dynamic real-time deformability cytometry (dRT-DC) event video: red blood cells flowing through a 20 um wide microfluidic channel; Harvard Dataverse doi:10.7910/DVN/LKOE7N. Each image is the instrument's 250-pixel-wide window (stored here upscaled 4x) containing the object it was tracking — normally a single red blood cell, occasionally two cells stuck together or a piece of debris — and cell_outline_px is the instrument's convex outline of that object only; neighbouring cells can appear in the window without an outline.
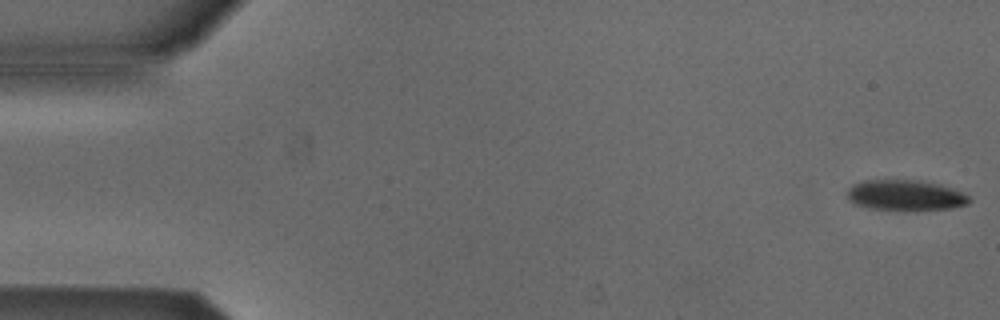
{"species": "Egyptian fruit bat (a non-hibernating species)", "species_latin": "Rousettus aegyptiacus", "temperature_condition": "cold", "stored_images_in_passage": 53, "camera_frame_rate_fps": 3000, "um_per_image_px": 0.085, "animal": {"sex": "male"}, "frame": {"image": 1, "passage_image": 1, "time_ms": 0.0, "image_size_px": [1000, 320], "cell_outline_px": [[972, 200], [968, 204], [948, 208], [868, 208], [856, 204], [848, 200], [848, 188], [852, 184], [864, 180], [916, 180], [940, 184], [952, 188], [968, 196]], "centroid_in_image_um": [76.92, 16.55], "position_along_channel_um": 8.1, "area_um2": 20.98}}
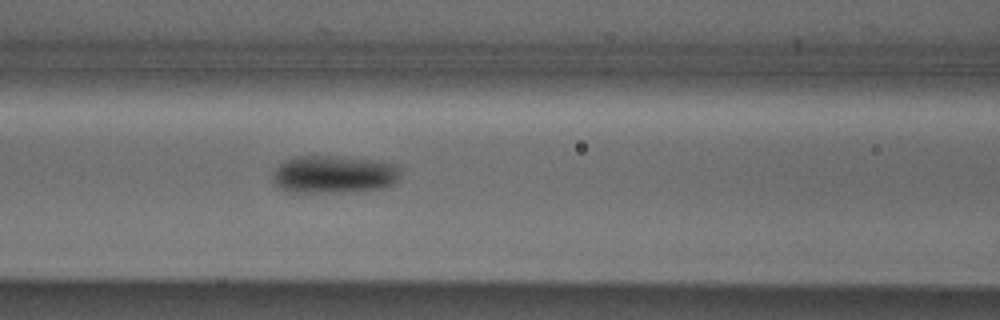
{"frame": {"image": 2, "passage_image": 22, "time_ms": 7.0, "image_size_px": [1000, 320], "cell_outline_px": [[400, 172], [396, 184], [388, 188], [364, 192], [288, 192], [280, 188], [276, 184], [272, 176], [276, 168], [284, 160], [296, 156], [340, 156], [380, 160], [400, 164]], "centroid_in_image_um": [28.49, 14.83], "position_along_channel_um": 138.1, "area_um2": 29.02}}
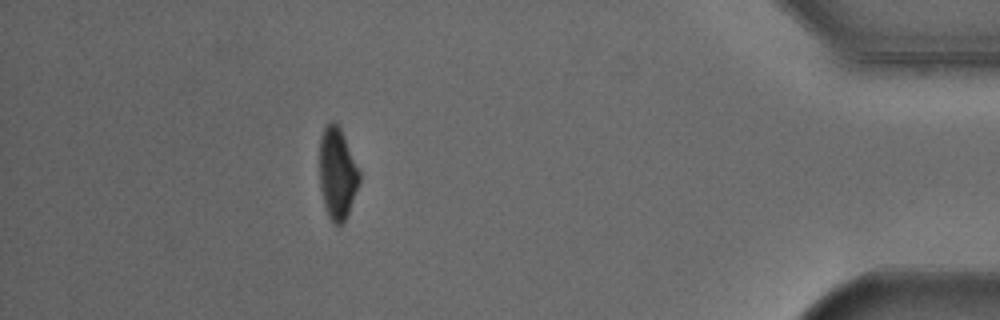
{"frame": {"image": 3, "passage_image": 47, "time_ms": 15.333, "image_size_px": [1000, 320], "cell_outline_px": [[360, 184], [348, 216], [340, 224], [332, 224], [328, 216], [324, 204], [320, 188], [320, 136], [324, 128], [332, 120], [336, 120], [344, 136], [360, 172]], "centroid_in_image_um": [28.68, 14.76], "position_along_channel_um": 406.5, "area_um2": 21.44}, "authors_computed_cell_mechanics": {"area_um2": 24.1026, "velocity_mm_per_s": 3.8695, "shape_relaxation_time_tau1_ms": 5.369, "shape_relaxation_time_tau2_ms": null, "deformation_change_tau1": 0.1098, "deformation_change_tau2": null}}